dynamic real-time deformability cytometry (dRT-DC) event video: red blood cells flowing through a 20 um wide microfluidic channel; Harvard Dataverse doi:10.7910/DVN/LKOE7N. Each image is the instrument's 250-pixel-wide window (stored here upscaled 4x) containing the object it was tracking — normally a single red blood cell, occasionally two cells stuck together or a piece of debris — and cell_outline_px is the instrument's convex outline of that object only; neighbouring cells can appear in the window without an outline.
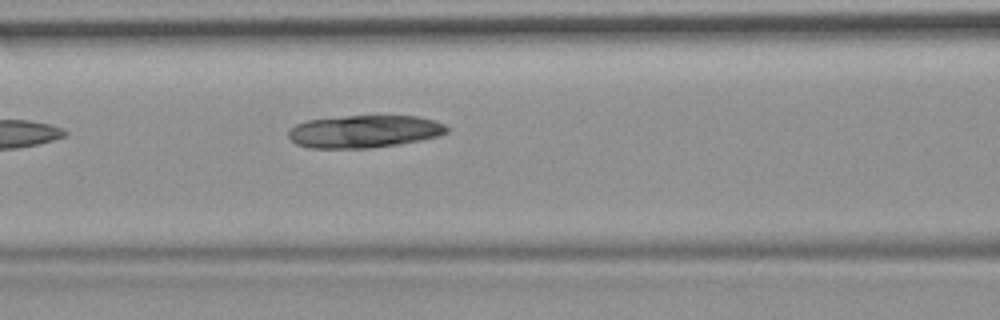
{"species": "common noctule bat (a hibernating species)", "species_latin": "Nyctalus noctula", "temperature_condition": "room temperature", "stored_images_in_passage": 3, "camera_frame_rate_fps": 3000, "um_per_image_px": 0.085, "animal": {"sex": "female", "body_mass_g": 19.9}, "frame": {"image": 1, "passage_image": 3, "time_ms": 2.333, "image_size_px": [1000, 320], "cell_outline_px": [[448, 132], [440, 136], [420, 140], [396, 144], [368, 148], [308, 148], [296, 144], [288, 136], [288, 132], [296, 124], [308, 120], [344, 116], [416, 116], [436, 120], [444, 124], [448, 128]], "centroid_in_image_um": [30.97, 11.17], "position_along_channel_um": 135.6, "area_um2": 30.0}}